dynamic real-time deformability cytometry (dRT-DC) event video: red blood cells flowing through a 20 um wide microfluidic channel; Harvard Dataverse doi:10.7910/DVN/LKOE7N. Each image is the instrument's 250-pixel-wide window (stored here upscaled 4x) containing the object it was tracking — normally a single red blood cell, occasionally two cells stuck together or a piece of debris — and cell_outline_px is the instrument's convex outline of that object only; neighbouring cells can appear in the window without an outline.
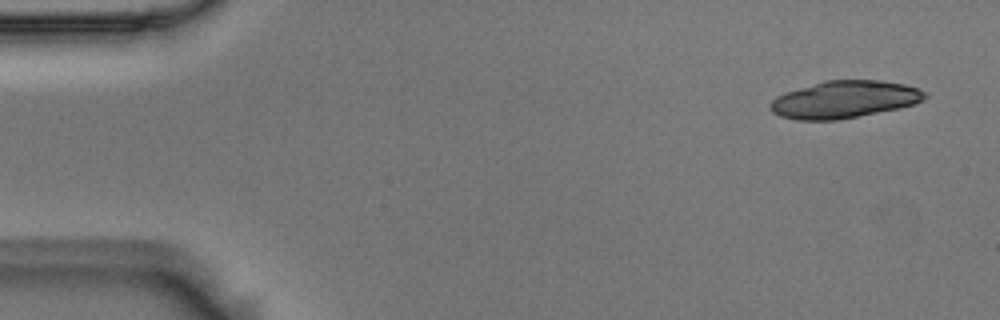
{"species": "Egyptian fruit bat (a non-hibernating species)", "species_latin": "Rousettus aegyptiacus", "temperature_condition": "room temperature", "stored_images_in_passage": 7, "camera_frame_rate_fps": 3000, "um_per_image_px": 0.085, "animal": {"sex": "male"}, "frame": {"image": 1, "passage_image": 1, "time_ms": 0.0, "image_size_px": [1000, 320], "cell_outline_px": [[928, 96], [924, 100], [916, 104], [900, 108], [836, 120], [796, 120], [780, 116], [772, 112], [772, 100], [776, 96], [784, 92], [824, 80], [880, 80], [904, 84], [916, 88], [924, 92]], "centroid_in_image_um": [71.78, 8.45], "position_along_channel_um": 13.2, "area_um2": 33.52}}
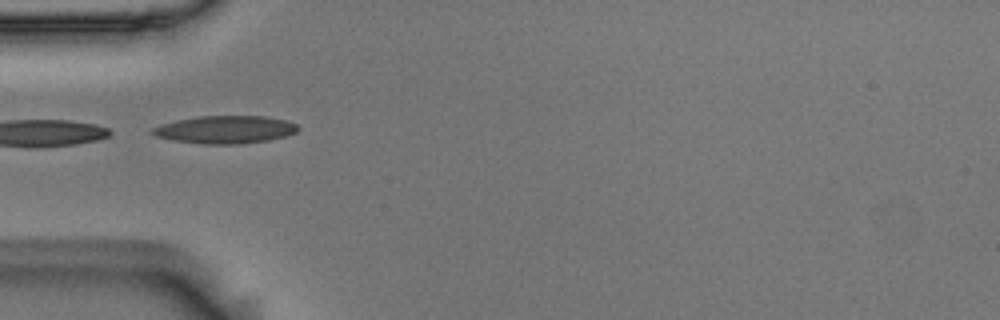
{"frame": {"image": 2, "passage_image": 5, "time_ms": 1.333, "image_size_px": [1000, 320], "cell_outline_px": [[300, 128], [296, 132], [284, 136], [268, 140], [240, 144], [204, 144], [176, 140], [156, 136], [148, 132], [152, 128], [160, 124], [176, 120], [200, 116], [268, 116], [288, 120], [296, 124]], "centroid_in_image_um": [19.15, 11.0], "position_along_channel_um": 65.8, "area_um2": 23.58}}